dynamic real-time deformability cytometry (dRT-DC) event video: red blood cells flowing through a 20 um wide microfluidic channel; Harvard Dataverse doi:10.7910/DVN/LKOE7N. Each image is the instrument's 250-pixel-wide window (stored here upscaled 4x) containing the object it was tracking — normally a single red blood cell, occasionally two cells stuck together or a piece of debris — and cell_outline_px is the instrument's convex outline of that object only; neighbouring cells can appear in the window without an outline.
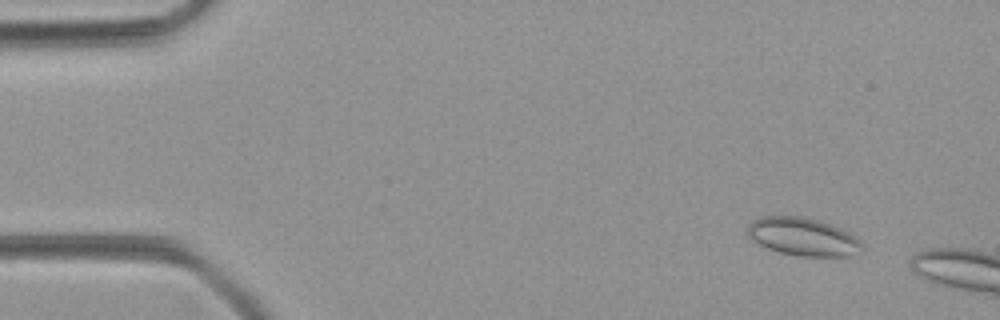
{"species": "common noctule bat (a hibernating species)", "species_latin": "Nyctalus noctula", "temperature_condition": "room temperature", "stored_images_in_passage": 16, "camera_frame_rate_fps": 3000, "um_per_image_px": 0.085, "animal": {"sex": "female", "body_mass_g": 21.9}, "frame": {"image": 1, "passage_image": 5, "time_ms": 1.333, "image_size_px": [1000, 320], "cell_outline_px": [[864, 252], [860, 256], [800, 256], [780, 252], [768, 248], [752, 240], [748, 236], [748, 224], [752, 220], [760, 216], [800, 216], [820, 220], [840, 228], [856, 236], [860, 240]], "centroid_in_image_um": [68.3, 20.13], "position_along_channel_um": 16.7, "area_um2": 25.66}}